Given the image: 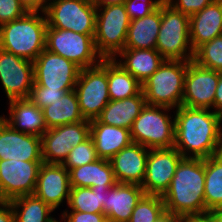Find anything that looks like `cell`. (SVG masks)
I'll return each mask as SVG.
<instances>
[{
  "label": "cell",
  "mask_w": 222,
  "mask_h": 222,
  "mask_svg": "<svg viewBox=\"0 0 222 222\" xmlns=\"http://www.w3.org/2000/svg\"><path fill=\"white\" fill-rule=\"evenodd\" d=\"M34 83L53 90H74L81 68L44 49L33 61Z\"/></svg>",
  "instance_id": "11"
},
{
  "label": "cell",
  "mask_w": 222,
  "mask_h": 222,
  "mask_svg": "<svg viewBox=\"0 0 222 222\" xmlns=\"http://www.w3.org/2000/svg\"><path fill=\"white\" fill-rule=\"evenodd\" d=\"M119 56L121 59L119 60L120 62L117 61V63L141 84H143L165 60L156 49H123L114 59Z\"/></svg>",
  "instance_id": "25"
},
{
  "label": "cell",
  "mask_w": 222,
  "mask_h": 222,
  "mask_svg": "<svg viewBox=\"0 0 222 222\" xmlns=\"http://www.w3.org/2000/svg\"><path fill=\"white\" fill-rule=\"evenodd\" d=\"M170 109L146 104L130 129L132 142L148 149L174 147L175 119L166 113Z\"/></svg>",
  "instance_id": "7"
},
{
  "label": "cell",
  "mask_w": 222,
  "mask_h": 222,
  "mask_svg": "<svg viewBox=\"0 0 222 222\" xmlns=\"http://www.w3.org/2000/svg\"><path fill=\"white\" fill-rule=\"evenodd\" d=\"M107 80L110 100H123L142 91V84L118 64L116 59H107Z\"/></svg>",
  "instance_id": "29"
},
{
  "label": "cell",
  "mask_w": 222,
  "mask_h": 222,
  "mask_svg": "<svg viewBox=\"0 0 222 222\" xmlns=\"http://www.w3.org/2000/svg\"><path fill=\"white\" fill-rule=\"evenodd\" d=\"M205 220L210 211L222 208V152L205 159Z\"/></svg>",
  "instance_id": "30"
},
{
  "label": "cell",
  "mask_w": 222,
  "mask_h": 222,
  "mask_svg": "<svg viewBox=\"0 0 222 222\" xmlns=\"http://www.w3.org/2000/svg\"><path fill=\"white\" fill-rule=\"evenodd\" d=\"M174 115V147L184 158L206 159L222 152V118L213 110L181 105Z\"/></svg>",
  "instance_id": "1"
},
{
  "label": "cell",
  "mask_w": 222,
  "mask_h": 222,
  "mask_svg": "<svg viewBox=\"0 0 222 222\" xmlns=\"http://www.w3.org/2000/svg\"><path fill=\"white\" fill-rule=\"evenodd\" d=\"M0 222H15L10 202L0 201Z\"/></svg>",
  "instance_id": "43"
},
{
  "label": "cell",
  "mask_w": 222,
  "mask_h": 222,
  "mask_svg": "<svg viewBox=\"0 0 222 222\" xmlns=\"http://www.w3.org/2000/svg\"><path fill=\"white\" fill-rule=\"evenodd\" d=\"M52 222H60V221H59V220L57 221V220L54 218V220H53ZM64 222H65V220H64Z\"/></svg>",
  "instance_id": "47"
},
{
  "label": "cell",
  "mask_w": 222,
  "mask_h": 222,
  "mask_svg": "<svg viewBox=\"0 0 222 222\" xmlns=\"http://www.w3.org/2000/svg\"><path fill=\"white\" fill-rule=\"evenodd\" d=\"M188 61L164 60L142 84L146 104L179 108L182 105Z\"/></svg>",
  "instance_id": "4"
},
{
  "label": "cell",
  "mask_w": 222,
  "mask_h": 222,
  "mask_svg": "<svg viewBox=\"0 0 222 222\" xmlns=\"http://www.w3.org/2000/svg\"><path fill=\"white\" fill-rule=\"evenodd\" d=\"M110 188L98 187H71L68 207L70 211L87 213H104L103 204L106 191Z\"/></svg>",
  "instance_id": "32"
},
{
  "label": "cell",
  "mask_w": 222,
  "mask_h": 222,
  "mask_svg": "<svg viewBox=\"0 0 222 222\" xmlns=\"http://www.w3.org/2000/svg\"><path fill=\"white\" fill-rule=\"evenodd\" d=\"M219 80V71L199 66L188 61L184 78L182 106L189 108L211 109Z\"/></svg>",
  "instance_id": "16"
},
{
  "label": "cell",
  "mask_w": 222,
  "mask_h": 222,
  "mask_svg": "<svg viewBox=\"0 0 222 222\" xmlns=\"http://www.w3.org/2000/svg\"><path fill=\"white\" fill-rule=\"evenodd\" d=\"M165 211L162 196L144 195L134 208L129 222H153Z\"/></svg>",
  "instance_id": "34"
},
{
  "label": "cell",
  "mask_w": 222,
  "mask_h": 222,
  "mask_svg": "<svg viewBox=\"0 0 222 222\" xmlns=\"http://www.w3.org/2000/svg\"><path fill=\"white\" fill-rule=\"evenodd\" d=\"M69 179L70 187L111 188L117 184L110 160L100 158L71 169Z\"/></svg>",
  "instance_id": "26"
},
{
  "label": "cell",
  "mask_w": 222,
  "mask_h": 222,
  "mask_svg": "<svg viewBox=\"0 0 222 222\" xmlns=\"http://www.w3.org/2000/svg\"><path fill=\"white\" fill-rule=\"evenodd\" d=\"M65 211L63 210L62 216H60L65 222H108L104 213H87L78 211Z\"/></svg>",
  "instance_id": "40"
},
{
  "label": "cell",
  "mask_w": 222,
  "mask_h": 222,
  "mask_svg": "<svg viewBox=\"0 0 222 222\" xmlns=\"http://www.w3.org/2000/svg\"><path fill=\"white\" fill-rule=\"evenodd\" d=\"M26 13L19 0H0V26L19 19Z\"/></svg>",
  "instance_id": "38"
},
{
  "label": "cell",
  "mask_w": 222,
  "mask_h": 222,
  "mask_svg": "<svg viewBox=\"0 0 222 222\" xmlns=\"http://www.w3.org/2000/svg\"><path fill=\"white\" fill-rule=\"evenodd\" d=\"M9 202L13 207L15 222H52L54 220L50 215L55 210L34 194L20 196Z\"/></svg>",
  "instance_id": "31"
},
{
  "label": "cell",
  "mask_w": 222,
  "mask_h": 222,
  "mask_svg": "<svg viewBox=\"0 0 222 222\" xmlns=\"http://www.w3.org/2000/svg\"><path fill=\"white\" fill-rule=\"evenodd\" d=\"M27 12L0 26V48L33 62L46 48L48 27L45 13Z\"/></svg>",
  "instance_id": "3"
},
{
  "label": "cell",
  "mask_w": 222,
  "mask_h": 222,
  "mask_svg": "<svg viewBox=\"0 0 222 222\" xmlns=\"http://www.w3.org/2000/svg\"><path fill=\"white\" fill-rule=\"evenodd\" d=\"M189 31L194 52L201 45L222 35V0H215L190 16Z\"/></svg>",
  "instance_id": "21"
},
{
  "label": "cell",
  "mask_w": 222,
  "mask_h": 222,
  "mask_svg": "<svg viewBox=\"0 0 222 222\" xmlns=\"http://www.w3.org/2000/svg\"><path fill=\"white\" fill-rule=\"evenodd\" d=\"M42 111L48 129L85 120L80 111L75 90L66 92L62 98H58Z\"/></svg>",
  "instance_id": "28"
},
{
  "label": "cell",
  "mask_w": 222,
  "mask_h": 222,
  "mask_svg": "<svg viewBox=\"0 0 222 222\" xmlns=\"http://www.w3.org/2000/svg\"><path fill=\"white\" fill-rule=\"evenodd\" d=\"M213 111L222 118V72H219V80L215 92Z\"/></svg>",
  "instance_id": "42"
},
{
  "label": "cell",
  "mask_w": 222,
  "mask_h": 222,
  "mask_svg": "<svg viewBox=\"0 0 222 222\" xmlns=\"http://www.w3.org/2000/svg\"><path fill=\"white\" fill-rule=\"evenodd\" d=\"M97 5L93 0H49L45 15L51 28L94 34Z\"/></svg>",
  "instance_id": "9"
},
{
  "label": "cell",
  "mask_w": 222,
  "mask_h": 222,
  "mask_svg": "<svg viewBox=\"0 0 222 222\" xmlns=\"http://www.w3.org/2000/svg\"><path fill=\"white\" fill-rule=\"evenodd\" d=\"M149 149L141 144L131 143L111 159L117 183L142 185L146 173Z\"/></svg>",
  "instance_id": "19"
},
{
  "label": "cell",
  "mask_w": 222,
  "mask_h": 222,
  "mask_svg": "<svg viewBox=\"0 0 222 222\" xmlns=\"http://www.w3.org/2000/svg\"><path fill=\"white\" fill-rule=\"evenodd\" d=\"M164 0H125L127 14L131 20L143 18L154 12Z\"/></svg>",
  "instance_id": "37"
},
{
  "label": "cell",
  "mask_w": 222,
  "mask_h": 222,
  "mask_svg": "<svg viewBox=\"0 0 222 222\" xmlns=\"http://www.w3.org/2000/svg\"><path fill=\"white\" fill-rule=\"evenodd\" d=\"M69 91L71 90H53L34 83L29 99L42 110L53 104L58 98H62V96Z\"/></svg>",
  "instance_id": "36"
},
{
  "label": "cell",
  "mask_w": 222,
  "mask_h": 222,
  "mask_svg": "<svg viewBox=\"0 0 222 222\" xmlns=\"http://www.w3.org/2000/svg\"><path fill=\"white\" fill-rule=\"evenodd\" d=\"M146 105L144 93L124 98L110 100L97 118L101 123L131 129L133 121L140 115Z\"/></svg>",
  "instance_id": "24"
},
{
  "label": "cell",
  "mask_w": 222,
  "mask_h": 222,
  "mask_svg": "<svg viewBox=\"0 0 222 222\" xmlns=\"http://www.w3.org/2000/svg\"><path fill=\"white\" fill-rule=\"evenodd\" d=\"M96 12V50L103 59H114L125 47L131 19L124 3L97 5Z\"/></svg>",
  "instance_id": "6"
},
{
  "label": "cell",
  "mask_w": 222,
  "mask_h": 222,
  "mask_svg": "<svg viewBox=\"0 0 222 222\" xmlns=\"http://www.w3.org/2000/svg\"><path fill=\"white\" fill-rule=\"evenodd\" d=\"M0 160L43 161L41 137L15 130L0 116Z\"/></svg>",
  "instance_id": "17"
},
{
  "label": "cell",
  "mask_w": 222,
  "mask_h": 222,
  "mask_svg": "<svg viewBox=\"0 0 222 222\" xmlns=\"http://www.w3.org/2000/svg\"><path fill=\"white\" fill-rule=\"evenodd\" d=\"M85 120L97 119L110 101L107 80V59L93 67L81 69L74 88Z\"/></svg>",
  "instance_id": "10"
},
{
  "label": "cell",
  "mask_w": 222,
  "mask_h": 222,
  "mask_svg": "<svg viewBox=\"0 0 222 222\" xmlns=\"http://www.w3.org/2000/svg\"><path fill=\"white\" fill-rule=\"evenodd\" d=\"M70 188L69 171L62 164L42 163L33 193L35 196L55 210L63 200L68 204Z\"/></svg>",
  "instance_id": "18"
},
{
  "label": "cell",
  "mask_w": 222,
  "mask_h": 222,
  "mask_svg": "<svg viewBox=\"0 0 222 222\" xmlns=\"http://www.w3.org/2000/svg\"><path fill=\"white\" fill-rule=\"evenodd\" d=\"M9 119L1 116L15 130L41 137L47 128L43 111L30 99L9 101Z\"/></svg>",
  "instance_id": "22"
},
{
  "label": "cell",
  "mask_w": 222,
  "mask_h": 222,
  "mask_svg": "<svg viewBox=\"0 0 222 222\" xmlns=\"http://www.w3.org/2000/svg\"><path fill=\"white\" fill-rule=\"evenodd\" d=\"M92 138L98 158L110 160L121 149L131 143L130 130L101 123L98 119L90 121Z\"/></svg>",
  "instance_id": "23"
},
{
  "label": "cell",
  "mask_w": 222,
  "mask_h": 222,
  "mask_svg": "<svg viewBox=\"0 0 222 222\" xmlns=\"http://www.w3.org/2000/svg\"><path fill=\"white\" fill-rule=\"evenodd\" d=\"M189 24V16L175 10L165 0L161 3V24L156 50L165 60L192 61L194 59Z\"/></svg>",
  "instance_id": "5"
},
{
  "label": "cell",
  "mask_w": 222,
  "mask_h": 222,
  "mask_svg": "<svg viewBox=\"0 0 222 222\" xmlns=\"http://www.w3.org/2000/svg\"><path fill=\"white\" fill-rule=\"evenodd\" d=\"M161 24V4L143 18L131 20L124 49H156Z\"/></svg>",
  "instance_id": "27"
},
{
  "label": "cell",
  "mask_w": 222,
  "mask_h": 222,
  "mask_svg": "<svg viewBox=\"0 0 222 222\" xmlns=\"http://www.w3.org/2000/svg\"><path fill=\"white\" fill-rule=\"evenodd\" d=\"M205 222H222V208L210 211Z\"/></svg>",
  "instance_id": "45"
},
{
  "label": "cell",
  "mask_w": 222,
  "mask_h": 222,
  "mask_svg": "<svg viewBox=\"0 0 222 222\" xmlns=\"http://www.w3.org/2000/svg\"><path fill=\"white\" fill-rule=\"evenodd\" d=\"M43 161L0 160V201L33 194Z\"/></svg>",
  "instance_id": "13"
},
{
  "label": "cell",
  "mask_w": 222,
  "mask_h": 222,
  "mask_svg": "<svg viewBox=\"0 0 222 222\" xmlns=\"http://www.w3.org/2000/svg\"><path fill=\"white\" fill-rule=\"evenodd\" d=\"M153 222H184L179 216L170 211H163Z\"/></svg>",
  "instance_id": "44"
},
{
  "label": "cell",
  "mask_w": 222,
  "mask_h": 222,
  "mask_svg": "<svg viewBox=\"0 0 222 222\" xmlns=\"http://www.w3.org/2000/svg\"><path fill=\"white\" fill-rule=\"evenodd\" d=\"M204 187L205 159L183 157L162 196L165 210L184 222L205 221Z\"/></svg>",
  "instance_id": "2"
},
{
  "label": "cell",
  "mask_w": 222,
  "mask_h": 222,
  "mask_svg": "<svg viewBox=\"0 0 222 222\" xmlns=\"http://www.w3.org/2000/svg\"><path fill=\"white\" fill-rule=\"evenodd\" d=\"M0 82L9 101L29 99L34 84L33 62L0 48Z\"/></svg>",
  "instance_id": "15"
},
{
  "label": "cell",
  "mask_w": 222,
  "mask_h": 222,
  "mask_svg": "<svg viewBox=\"0 0 222 222\" xmlns=\"http://www.w3.org/2000/svg\"><path fill=\"white\" fill-rule=\"evenodd\" d=\"M193 61L204 68L222 72V35L201 45L194 52Z\"/></svg>",
  "instance_id": "33"
},
{
  "label": "cell",
  "mask_w": 222,
  "mask_h": 222,
  "mask_svg": "<svg viewBox=\"0 0 222 222\" xmlns=\"http://www.w3.org/2000/svg\"><path fill=\"white\" fill-rule=\"evenodd\" d=\"M175 10L182 12L187 16H192L194 13L201 11L205 6L215 0H165Z\"/></svg>",
  "instance_id": "39"
},
{
  "label": "cell",
  "mask_w": 222,
  "mask_h": 222,
  "mask_svg": "<svg viewBox=\"0 0 222 222\" xmlns=\"http://www.w3.org/2000/svg\"><path fill=\"white\" fill-rule=\"evenodd\" d=\"M90 137V121L65 124L49 128L41 136L42 160L63 164L73 147Z\"/></svg>",
  "instance_id": "12"
},
{
  "label": "cell",
  "mask_w": 222,
  "mask_h": 222,
  "mask_svg": "<svg viewBox=\"0 0 222 222\" xmlns=\"http://www.w3.org/2000/svg\"><path fill=\"white\" fill-rule=\"evenodd\" d=\"M182 158L175 147L149 149L146 173L141 185L145 195L163 196L169 189L176 167Z\"/></svg>",
  "instance_id": "14"
},
{
  "label": "cell",
  "mask_w": 222,
  "mask_h": 222,
  "mask_svg": "<svg viewBox=\"0 0 222 222\" xmlns=\"http://www.w3.org/2000/svg\"><path fill=\"white\" fill-rule=\"evenodd\" d=\"M145 195L137 184L117 183L106 191L103 204L108 222H129L137 203Z\"/></svg>",
  "instance_id": "20"
},
{
  "label": "cell",
  "mask_w": 222,
  "mask_h": 222,
  "mask_svg": "<svg viewBox=\"0 0 222 222\" xmlns=\"http://www.w3.org/2000/svg\"><path fill=\"white\" fill-rule=\"evenodd\" d=\"M98 158L94 142L91 137L83 143L73 147L67 159L62 164L68 171L75 167H81L93 163Z\"/></svg>",
  "instance_id": "35"
},
{
  "label": "cell",
  "mask_w": 222,
  "mask_h": 222,
  "mask_svg": "<svg viewBox=\"0 0 222 222\" xmlns=\"http://www.w3.org/2000/svg\"><path fill=\"white\" fill-rule=\"evenodd\" d=\"M96 5L123 4L125 0H93Z\"/></svg>",
  "instance_id": "46"
},
{
  "label": "cell",
  "mask_w": 222,
  "mask_h": 222,
  "mask_svg": "<svg viewBox=\"0 0 222 222\" xmlns=\"http://www.w3.org/2000/svg\"><path fill=\"white\" fill-rule=\"evenodd\" d=\"M49 0H19L21 6L30 13H45Z\"/></svg>",
  "instance_id": "41"
},
{
  "label": "cell",
  "mask_w": 222,
  "mask_h": 222,
  "mask_svg": "<svg viewBox=\"0 0 222 222\" xmlns=\"http://www.w3.org/2000/svg\"><path fill=\"white\" fill-rule=\"evenodd\" d=\"M45 49L72 61L81 69L98 65L103 59L96 50L94 34H80L49 26Z\"/></svg>",
  "instance_id": "8"
}]
</instances>
